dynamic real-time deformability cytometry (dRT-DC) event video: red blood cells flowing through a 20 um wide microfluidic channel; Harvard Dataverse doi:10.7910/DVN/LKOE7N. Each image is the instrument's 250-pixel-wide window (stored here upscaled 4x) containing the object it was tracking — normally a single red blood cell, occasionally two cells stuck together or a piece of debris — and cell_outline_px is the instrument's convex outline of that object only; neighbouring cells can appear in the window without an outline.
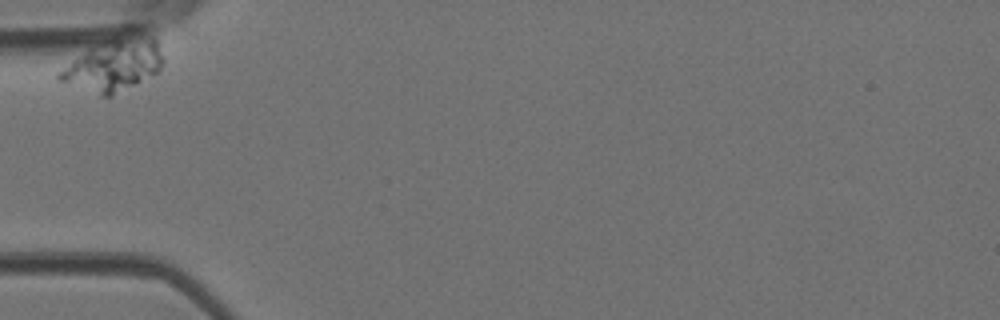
{"species": "Egyptian fruit bat (a non-hibernating species)", "species_latin": "Rousettus aegyptiacus", "temperature_condition": "room temperature", "stored_images_in_passage": 5, "camera_frame_rate_fps": 3000, "um_per_image_px": 0.085, "animal": {"sex": "female"}, "frame": {"image": 1, "passage_image": 1, "time_ms": 0.0, "image_size_px": [1000, 320], "cell_outline_px": [[164, 60], [160, 68], [156, 72], [112, 96], [100, 96], [56, 80], [56, 76], [60, 72], [88, 48], [120, 40], [152, 36], [156, 40]], "centroid_in_image_um": [9.64, 5.62], "position_along_channel_um": 75.4, "area_um2": 29.65}}